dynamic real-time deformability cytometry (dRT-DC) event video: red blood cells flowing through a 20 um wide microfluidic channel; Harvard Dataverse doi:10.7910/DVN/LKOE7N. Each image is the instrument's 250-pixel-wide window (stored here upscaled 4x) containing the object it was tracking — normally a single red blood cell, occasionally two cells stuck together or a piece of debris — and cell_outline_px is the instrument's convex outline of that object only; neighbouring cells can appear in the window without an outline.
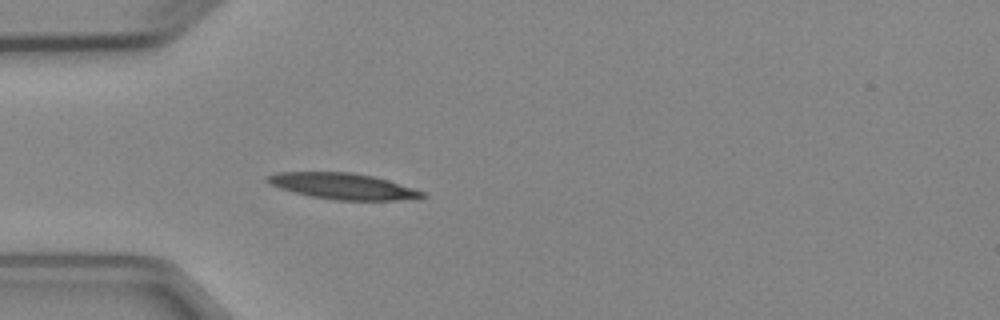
{"species": "Egyptian fruit bat (a non-hibernating species)", "species_latin": "Rousettus aegyptiacus", "temperature_condition": "cold", "stored_images_in_passage": 4, "camera_frame_rate_fps": 3000, "um_per_image_px": 0.085, "animal": {"sex": "female"}, "frame": {"image": 1, "passage_image": 4, "time_ms": 3.333, "image_size_px": [1000, 320], "cell_outline_px": [[428, 196], [396, 200], [336, 200], [312, 196], [292, 192], [268, 184], [264, 180], [264, 176], [276, 172], [352, 172], [372, 176], [388, 180], [424, 192]], "centroid_in_image_um": [29.05, 15.81], "position_along_channel_um": 55.9, "area_um2": 23.47}}